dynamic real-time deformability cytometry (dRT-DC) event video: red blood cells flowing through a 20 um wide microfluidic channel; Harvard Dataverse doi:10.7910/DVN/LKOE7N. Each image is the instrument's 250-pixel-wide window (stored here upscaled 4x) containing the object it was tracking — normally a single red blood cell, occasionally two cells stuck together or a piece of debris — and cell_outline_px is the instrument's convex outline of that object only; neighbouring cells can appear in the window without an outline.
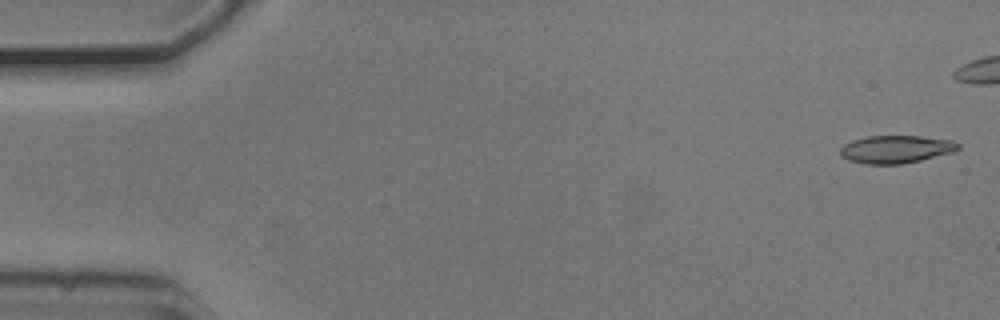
{"species": "common noctule bat (a hibernating species)", "species_latin": "Nyctalus noctula", "temperature_condition": "cold", "stored_images_in_passage": 9, "camera_frame_rate_fps": 3000, "um_per_image_px": 0.085, "animal": {"sex": "male", "body_mass_g": 20.5, "forearm_length_mm": 52.5}, "frame": {"image": 1, "passage_image": 2, "time_ms": 0.333, "image_size_px": [1000, 320], "cell_outline_px": [[960, 148], [952, 152], [920, 160], [900, 164], [864, 164], [848, 160], [840, 156], [840, 148], [844, 144], [852, 140], [868, 136], [920, 136], [952, 140], [960, 144]], "centroid_in_image_um": [76.12, 12.68], "position_along_channel_um": 8.9, "area_um2": 19.07}}